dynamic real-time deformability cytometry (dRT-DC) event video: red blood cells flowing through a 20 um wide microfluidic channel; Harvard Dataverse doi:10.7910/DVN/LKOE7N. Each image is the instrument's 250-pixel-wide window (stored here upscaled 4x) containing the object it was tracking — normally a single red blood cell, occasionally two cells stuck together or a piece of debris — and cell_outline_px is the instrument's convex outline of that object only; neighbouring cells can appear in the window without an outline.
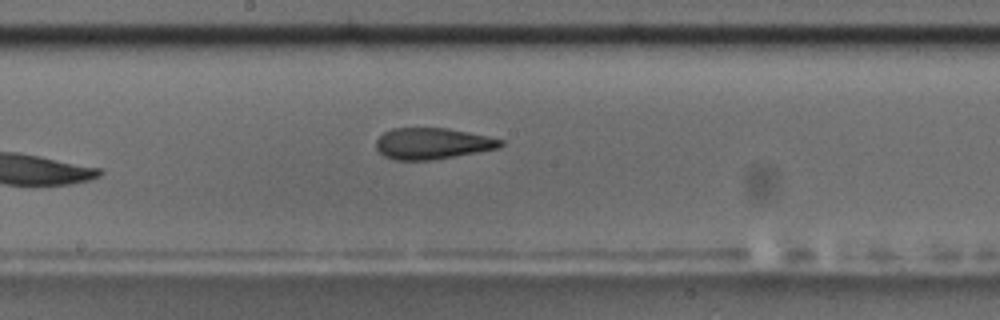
{"species": "common noctule bat (a hibernating species)", "species_latin": "Nyctalus noctula", "temperature_condition": "room temperature", "stored_images_in_passage": 9, "camera_frame_rate_fps": 3000, "um_per_image_px": 0.085, "animal": {"sex": "male", "body_mass_g": 17.5, "forearm_length_mm": 52.3}, "frame": {"image": 1, "passage_image": 9, "time_ms": 9.333, "image_size_px": [1000, 320], "cell_outline_px": [[504, 144], [500, 148], [456, 156], [432, 160], [392, 160], [384, 156], [376, 148], [376, 140], [384, 132], [392, 128], [448, 128], [488, 136], [504, 140]], "centroid_in_image_um": [36.76, 12.2], "position_along_channel_um": 211.4, "area_um2": 22.83}}